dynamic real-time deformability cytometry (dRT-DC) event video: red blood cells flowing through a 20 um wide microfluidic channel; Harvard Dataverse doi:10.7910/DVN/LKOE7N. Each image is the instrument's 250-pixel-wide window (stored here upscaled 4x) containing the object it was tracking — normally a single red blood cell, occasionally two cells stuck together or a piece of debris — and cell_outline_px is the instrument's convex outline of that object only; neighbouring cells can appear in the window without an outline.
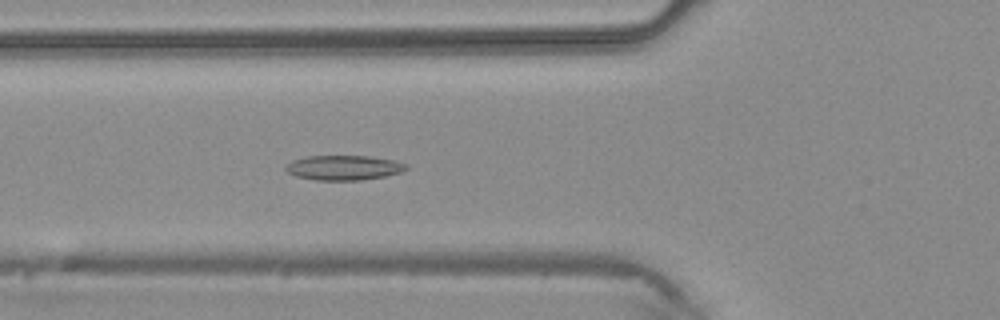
{"species": "common noctule bat (a hibernating species)", "species_latin": "Nyctalus noctula", "temperature_condition": "warm", "stored_images_in_passage": 21, "camera_frame_rate_fps": 3000, "um_per_image_px": 0.085, "animal": {"sex": "male", "body_mass_g": 20.4}, "frame": {"image": 1, "passage_image": 5, "time_ms": 1.333, "image_size_px": [1000, 320], "cell_outline_px": [[408, 168], [400, 172], [384, 176], [360, 180], [316, 180], [296, 176], [288, 172], [284, 168], [292, 160], [304, 156], [368, 156], [392, 160], [408, 164]], "centroid_in_image_um": [29.2, 14.25], "position_along_channel_um": 96.6, "area_um2": 17.28}}
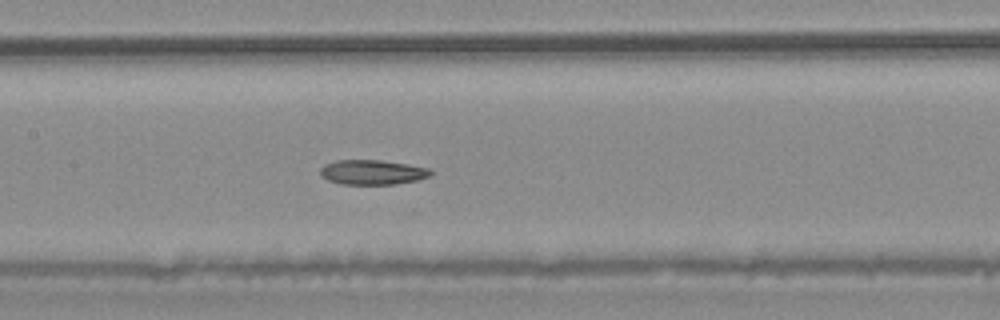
{"frame": {"image": 2, "passage_image": 10, "time_ms": 3.0, "image_size_px": [1000, 320], "cell_outline_px": [[436, 172], [432, 176], [416, 180], [396, 184], [340, 184], [328, 180], [320, 176], [320, 168], [324, 164], [336, 160], [380, 160], [408, 164], [428, 168]], "centroid_in_image_um": [31.67, 14.64], "position_along_channel_um": 175.7, "area_um2": 16.13}}
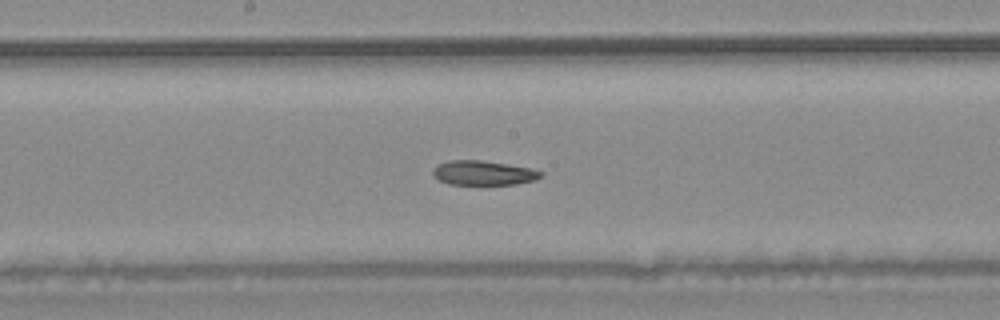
{"frame": {"image": 3, "passage_image": 12, "time_ms": 3.667, "image_size_px": [1000, 320], "cell_outline_px": [[544, 176], [536, 180], [516, 184], [448, 184], [440, 180], [432, 172], [432, 168], [436, 164], [448, 160], [480, 160], [508, 164], [528, 168], [544, 172]], "centroid_in_image_um": [41.09, 14.69], "position_along_channel_um": 207.1, "area_um2": 15.43}}